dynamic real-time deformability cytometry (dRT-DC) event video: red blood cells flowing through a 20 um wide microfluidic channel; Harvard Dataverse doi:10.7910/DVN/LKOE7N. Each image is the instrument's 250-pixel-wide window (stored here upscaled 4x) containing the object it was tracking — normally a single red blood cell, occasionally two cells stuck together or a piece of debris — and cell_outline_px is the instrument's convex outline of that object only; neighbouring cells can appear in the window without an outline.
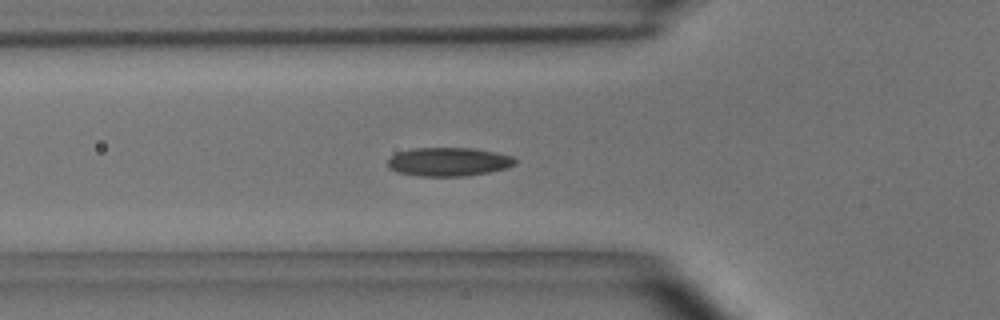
{"species": "common noctule bat (a hibernating species)", "species_latin": "Nyctalus noctula", "temperature_condition": "room temperature", "stored_images_in_passage": 34, "camera_frame_rate_fps": 3000, "um_per_image_px": 0.085, "animal": {"sex": "male", "body_mass_g": 15.6}, "frame": {"image": 1, "passage_image": 2, "time_ms": 0.333, "image_size_px": [1000, 320], "cell_outline_px": [[516, 164], [508, 168], [488, 172], [464, 176], [416, 176], [396, 172], [388, 168], [388, 160], [396, 152], [412, 148], [472, 148], [496, 152], [512, 156], [516, 160]], "centroid_in_image_um": [38.11, 13.75], "position_along_channel_um": 87.7, "area_um2": 21.44}}
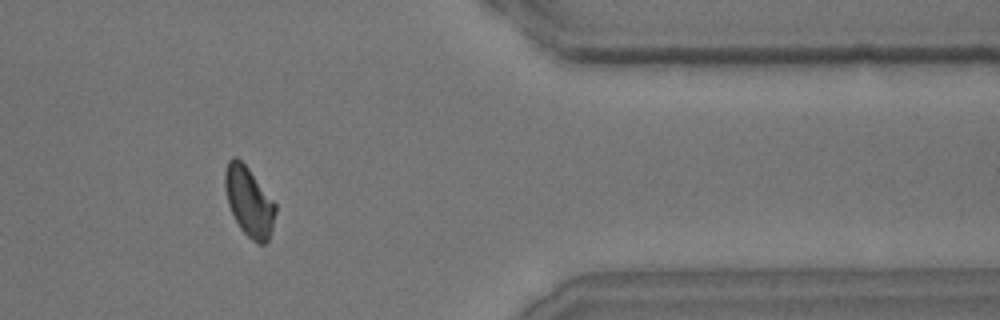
{"frame": {"image": 2, "passage_image": 26, "time_ms": 8.333, "image_size_px": [1000, 320], "cell_outline_px": [[276, 212], [272, 228], [268, 240], [264, 244], [260, 244], [252, 240], [240, 228], [228, 204], [224, 184], [224, 172], [228, 160], [232, 156], [236, 156], [248, 168], [276, 204]], "centroid_in_image_um": [21.16, 17.12], "position_along_channel_um": 390.2, "area_um2": 20.23}}
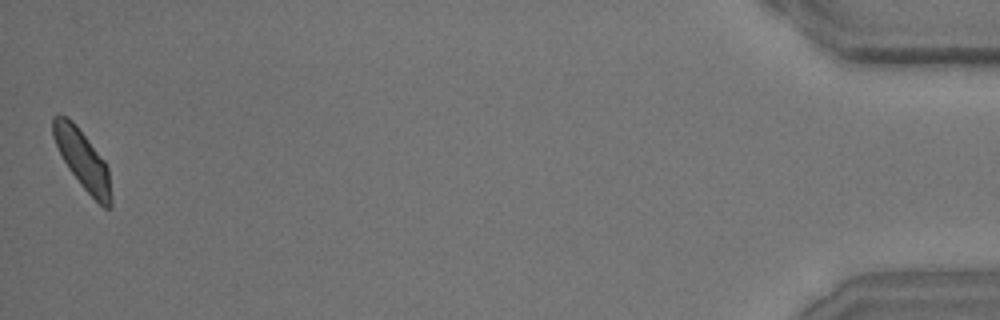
{"frame": {"image": 3, "passage_image": 34, "time_ms": 11.0, "image_size_px": [1000, 320], "cell_outline_px": [[112, 208], [104, 208], [80, 184], [68, 168], [52, 136], [52, 116], [68, 116], [76, 124], [104, 160], [108, 168], [112, 196]], "centroid_in_image_um": [7.03, 13.57], "position_along_channel_um": 428.2, "area_um2": 19.77}}